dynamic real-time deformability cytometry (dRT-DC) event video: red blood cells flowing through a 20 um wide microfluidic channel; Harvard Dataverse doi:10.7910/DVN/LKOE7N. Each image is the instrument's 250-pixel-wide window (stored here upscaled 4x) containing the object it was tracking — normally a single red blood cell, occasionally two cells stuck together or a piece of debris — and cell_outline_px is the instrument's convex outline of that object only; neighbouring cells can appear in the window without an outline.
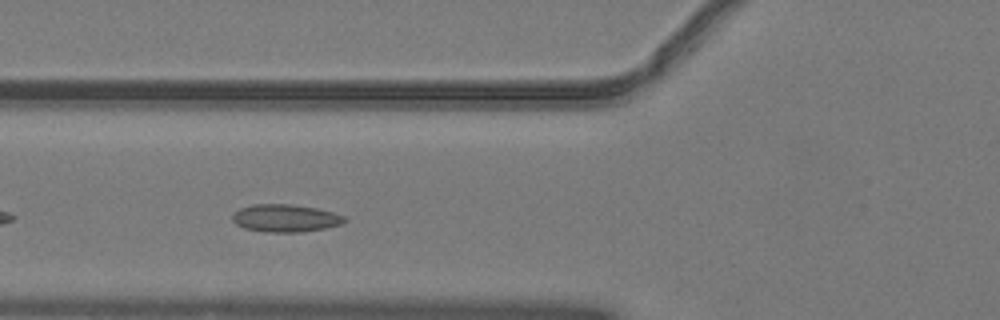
{"species": "common noctule bat (a hibernating species)", "species_latin": "Nyctalus noctula", "temperature_condition": "warm", "stored_images_in_passage": 29, "camera_frame_rate_fps": 3000, "um_per_image_px": 0.085, "animal": {"sex": "male", "body_mass_g": 19.2, "forearm_length_mm": 51.8}, "frame": {"image": 1, "passage_image": 5, "time_ms": 1.333, "image_size_px": [1000, 320], "cell_outline_px": [[348, 220], [340, 224], [324, 228], [300, 232], [264, 232], [244, 228], [236, 224], [232, 220], [232, 212], [240, 208], [252, 204], [292, 204], [316, 208], [332, 212], [344, 216]], "centroid_in_image_um": [24.21, 18.54], "position_along_channel_um": 101.6, "area_um2": 18.09}}
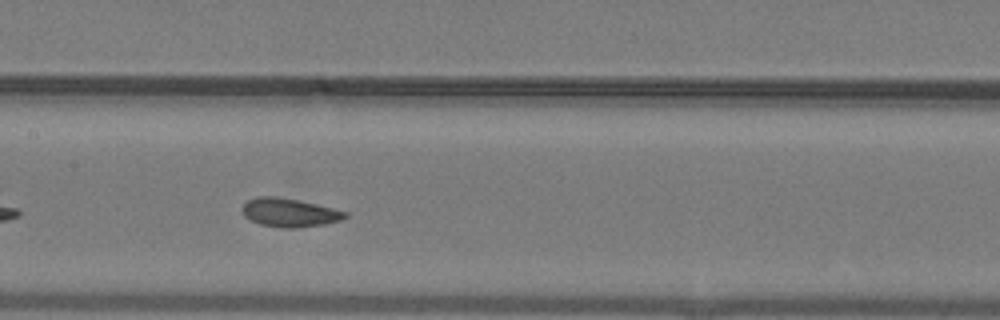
{"frame": {"image": 2, "passage_image": 11, "time_ms": 3.333, "image_size_px": [1000, 320], "cell_outline_px": [[348, 216], [340, 220], [324, 224], [296, 228], [280, 228], [260, 224], [244, 216], [240, 208], [248, 200], [256, 196], [276, 196], [296, 200], [332, 208], [348, 212]], "centroid_in_image_um": [24.56, 18.07], "position_along_channel_um": 182.8, "area_um2": 17.05}}
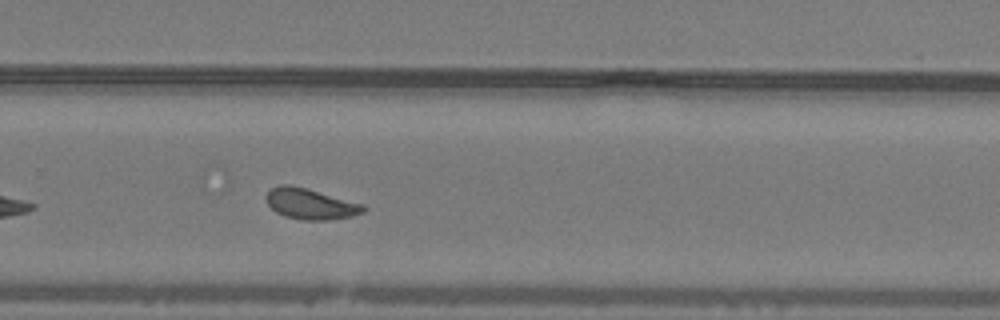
{"frame": {"image": 3, "passage_image": 20, "time_ms": 6.333, "image_size_px": [1000, 320], "cell_outline_px": [[368, 208], [364, 212], [352, 216], [328, 220], [304, 220], [284, 216], [276, 212], [268, 204], [264, 196], [272, 188], [280, 184], [292, 184], [308, 188], [364, 204]], "centroid_in_image_um": [26.4, 17.32], "position_along_channel_um": 303.4, "area_um2": 17.69}, "authors_computed_cell_mechanics": {"area_um2": 16.8776, "velocity_mm_per_s": 4.0504, "shape_relaxation_time_tau1_ms": null, "shape_relaxation_time_tau2_ms": 1.5722, "deformation_change_tau1": null, "deformation_change_tau2": 0.0721}}